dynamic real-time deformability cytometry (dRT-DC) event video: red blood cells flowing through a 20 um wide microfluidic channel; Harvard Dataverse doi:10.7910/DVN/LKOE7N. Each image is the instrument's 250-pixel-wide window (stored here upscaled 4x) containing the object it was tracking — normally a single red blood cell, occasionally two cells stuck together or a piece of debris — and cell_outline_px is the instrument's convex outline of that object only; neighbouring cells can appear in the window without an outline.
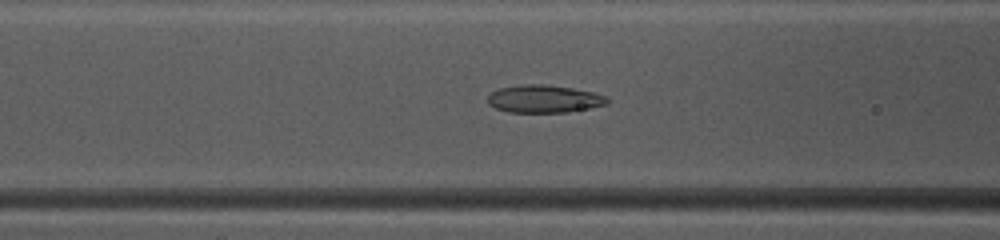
{"species": "common noctule bat (a hibernating species)", "species_latin": "Nyctalus noctula", "temperature_condition": "warm", "stored_images_in_passage": 46, "camera_frame_rate_fps": 3000, "um_per_image_px": 0.085, "animal": {"sex": "female", "body_mass_g": 10.0, "forearm_length_mm": 53.1}, "frame": {"image": 1, "passage_image": 18, "time_ms": 5.667, "image_size_px": [1000, 240], "cell_outline_px": [[608, 104], [592, 108], [568, 112], [508, 112], [496, 108], [488, 104], [488, 96], [492, 92], [500, 88], [524, 84], [544, 84], [572, 88], [592, 92], [608, 96]], "centroid_in_image_um": [46.27, 8.41], "position_along_channel_um": 120.3, "area_um2": 19.31}}
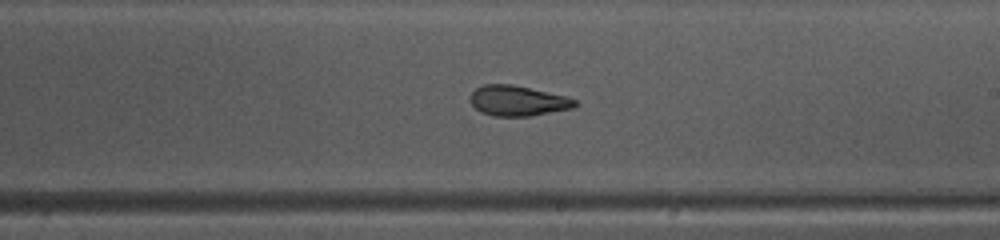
{"frame": {"image": 2, "passage_image": 27, "time_ms": 8.667, "image_size_px": [1000, 240], "cell_outline_px": [[580, 104], [572, 108], [528, 116], [492, 116], [480, 112], [472, 104], [472, 92], [476, 88], [484, 84], [512, 84], [568, 96], [576, 100]], "centroid_in_image_um": [44.04, 8.56], "position_along_channel_um": 245.0, "area_um2": 18.44}}
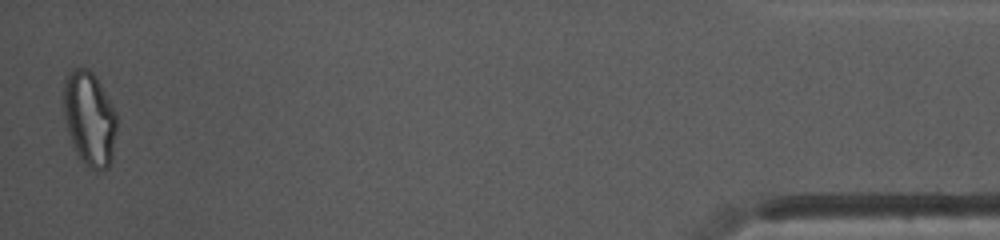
{"frame": {"image": 3, "passage_image": 46, "time_ms": 15.0, "image_size_px": [1000, 240], "cell_outline_px": [[116, 132], [112, 160], [108, 168], [100, 172], [88, 168], [80, 160], [72, 144], [64, 124], [64, 76], [68, 72], [76, 68], [88, 68], [92, 72], [100, 84], [116, 116]], "centroid_in_image_um": [7.58, 10.13], "position_along_channel_um": 427.6, "area_um2": 29.36}, "authors_computed_cell_mechanics": {"area_um2": 20.1433, "velocity_mm_per_s": 4.1541, "shape_relaxation_time_tau1_ms": null, "shape_relaxation_time_tau2_ms": 2.8353, "deformation_change_tau1": null, "deformation_change_tau2": 0.0757}}